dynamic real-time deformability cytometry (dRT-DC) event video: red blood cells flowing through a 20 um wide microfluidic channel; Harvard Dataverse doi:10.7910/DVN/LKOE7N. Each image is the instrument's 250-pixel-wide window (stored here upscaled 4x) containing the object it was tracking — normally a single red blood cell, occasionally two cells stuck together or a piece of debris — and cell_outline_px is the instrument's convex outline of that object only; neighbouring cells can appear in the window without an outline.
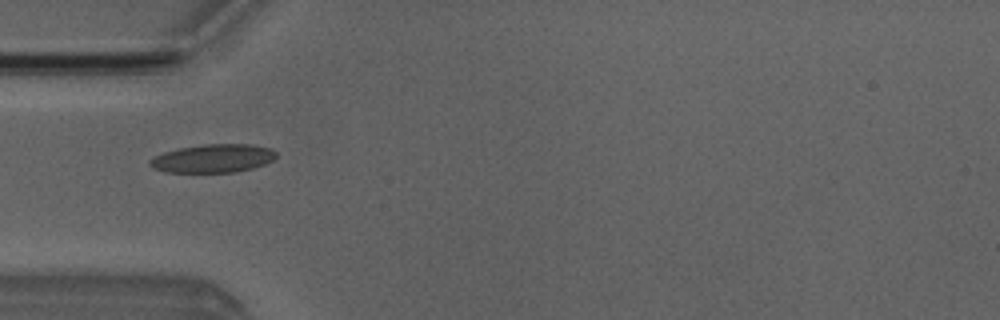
{"species": "Egyptian fruit bat (a non-hibernating species)", "species_latin": "Rousettus aegyptiacus", "temperature_condition": "room temperature", "stored_images_in_passage": 1, "camera_frame_rate_fps": 3000, "um_per_image_px": 0.085, "animal": {"sex": "male"}, "frame": {"image": 1, "passage_image": 1, "time_ms": 0.0, "image_size_px": [1000, 320], "cell_outline_px": [[276, 156], [272, 160], [264, 164], [252, 168], [232, 172], [164, 172], [152, 168], [148, 164], [148, 160], [164, 152], [180, 148], [204, 144], [252, 144], [272, 148], [276, 152]], "centroid_in_image_um": [18.09, 13.46], "position_along_channel_um": 66.9, "area_um2": 20.87}}